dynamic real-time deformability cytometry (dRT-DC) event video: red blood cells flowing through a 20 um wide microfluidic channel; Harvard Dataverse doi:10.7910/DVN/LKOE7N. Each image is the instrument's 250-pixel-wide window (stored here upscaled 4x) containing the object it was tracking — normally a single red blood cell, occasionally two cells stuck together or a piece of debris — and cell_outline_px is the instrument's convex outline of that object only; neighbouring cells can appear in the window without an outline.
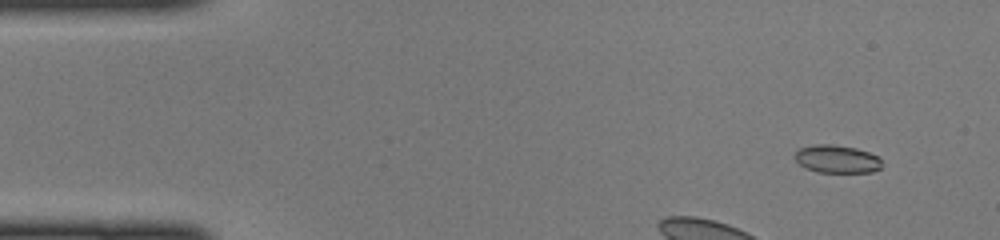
{"species": "common noctule bat (a hibernating species)", "species_latin": "Nyctalus noctula", "temperature_condition": "cold", "stored_images_in_passage": 43, "camera_frame_rate_fps": 3000, "um_per_image_px": 0.085, "animal": {"sex": "female", "body_mass_g": 22.0, "forearm_length_mm": 56.7}, "frame": {"image": 1, "passage_image": 1, "time_ms": 0.0, "image_size_px": [1000, 240], "cell_outline_px": [[880, 168], [872, 172], [816, 172], [804, 168], [792, 156], [800, 148], [816, 144], [832, 144], [856, 148], [880, 156]], "centroid_in_image_um": [71.11, 13.52], "position_along_channel_um": 13.9, "area_um2": 14.22}}
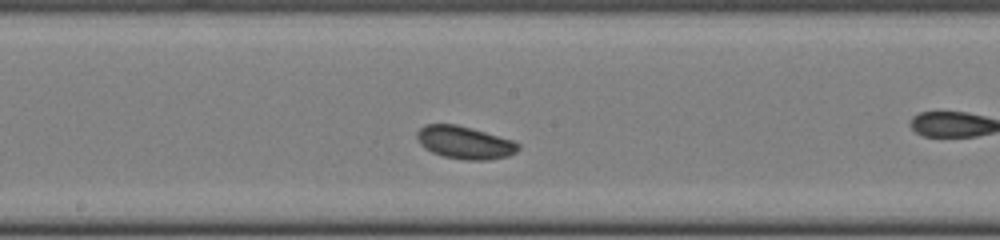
{"frame": {"image": 2, "passage_image": 19, "time_ms": 6.0, "image_size_px": [1000, 240], "cell_outline_px": [[520, 148], [516, 152], [508, 156], [488, 160], [464, 160], [444, 156], [432, 152], [424, 148], [420, 144], [416, 136], [416, 132], [424, 124], [456, 124], [472, 128], [512, 140], [520, 144]], "centroid_in_image_um": [39.49, 12.11], "position_along_channel_um": 208.7, "area_um2": 19.36}}
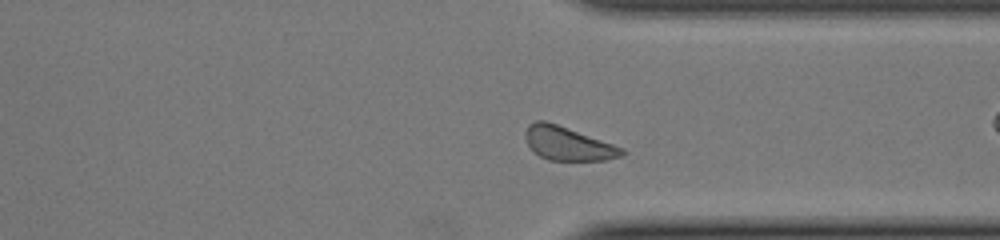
{"frame": {"image": 3, "passage_image": 30, "time_ms": 9.667, "image_size_px": [1000, 240], "cell_outline_px": [[624, 156], [604, 160], [548, 160], [540, 156], [528, 144], [524, 136], [524, 132], [528, 124], [536, 120], [544, 120], [556, 124], [624, 148]], "centroid_in_image_um": [48.25, 12.2], "position_along_channel_um": 363.1, "area_um2": 18.67}}